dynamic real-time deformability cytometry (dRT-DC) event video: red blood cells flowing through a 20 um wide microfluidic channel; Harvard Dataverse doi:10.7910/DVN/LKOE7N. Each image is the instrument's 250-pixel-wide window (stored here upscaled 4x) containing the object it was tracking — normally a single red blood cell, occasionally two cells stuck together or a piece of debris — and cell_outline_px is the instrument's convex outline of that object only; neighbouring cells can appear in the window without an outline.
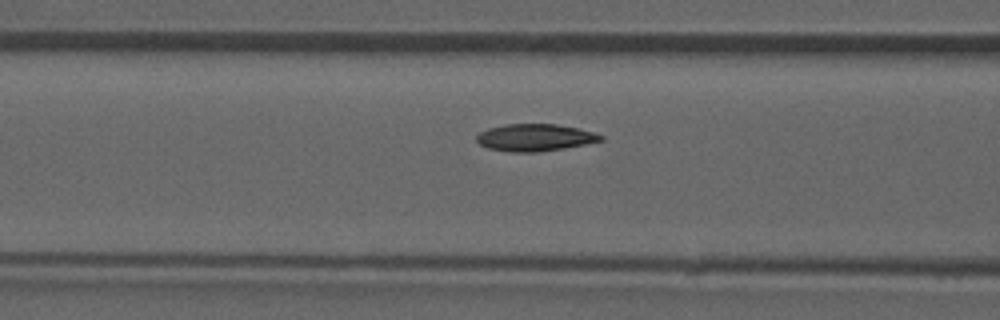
{"species": "common noctule bat (a hibernating species)", "species_latin": "Nyctalus noctula", "temperature_condition": "room temperature", "stored_images_in_passage": 39, "camera_frame_rate_fps": 3000, "um_per_image_px": 0.085, "animal": {"sex": "male", "forearm_length_mm": 52.5}, "frame": {"image": 1, "passage_image": 12, "time_ms": 3.667, "image_size_px": [1000, 320], "cell_outline_px": [[604, 140], [564, 148], [540, 152], [508, 152], [488, 148], [480, 144], [476, 140], [476, 136], [480, 132], [488, 128], [508, 124], [556, 124], [576, 128], [592, 132], [604, 136]], "centroid_in_image_um": [45.45, 11.7], "position_along_channel_um": 121.2, "area_um2": 19.54}}